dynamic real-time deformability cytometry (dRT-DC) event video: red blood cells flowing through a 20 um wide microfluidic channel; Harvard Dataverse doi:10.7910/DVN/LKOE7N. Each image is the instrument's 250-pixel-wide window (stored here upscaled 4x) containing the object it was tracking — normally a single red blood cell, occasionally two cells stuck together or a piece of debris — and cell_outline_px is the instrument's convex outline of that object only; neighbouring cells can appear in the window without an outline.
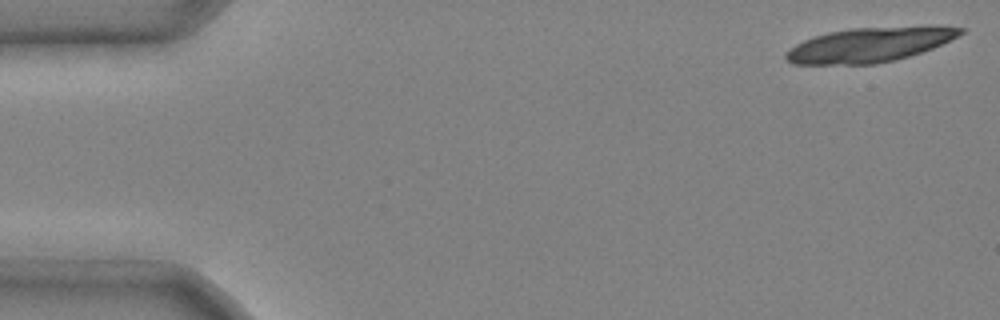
{"species": "common noctule bat (a hibernating species)", "species_latin": "Nyctalus noctula", "temperature_condition": "cold", "stored_images_in_passage": 4, "camera_frame_rate_fps": 3000, "um_per_image_px": 0.085, "animal": {"sex": "male", "body_mass_g": 20.4}, "frame": {"image": 1, "passage_image": 1, "time_ms": 0.0, "image_size_px": [1000, 320], "cell_outline_px": [[968, 28], [964, 32], [932, 48], [896, 60], [876, 64], [796, 64], [788, 60], [784, 56], [796, 44], [804, 40], [828, 32], [852, 28]], "centroid_in_image_um": [73.81, 3.84], "position_along_channel_um": 11.2, "area_um2": 33.7}}